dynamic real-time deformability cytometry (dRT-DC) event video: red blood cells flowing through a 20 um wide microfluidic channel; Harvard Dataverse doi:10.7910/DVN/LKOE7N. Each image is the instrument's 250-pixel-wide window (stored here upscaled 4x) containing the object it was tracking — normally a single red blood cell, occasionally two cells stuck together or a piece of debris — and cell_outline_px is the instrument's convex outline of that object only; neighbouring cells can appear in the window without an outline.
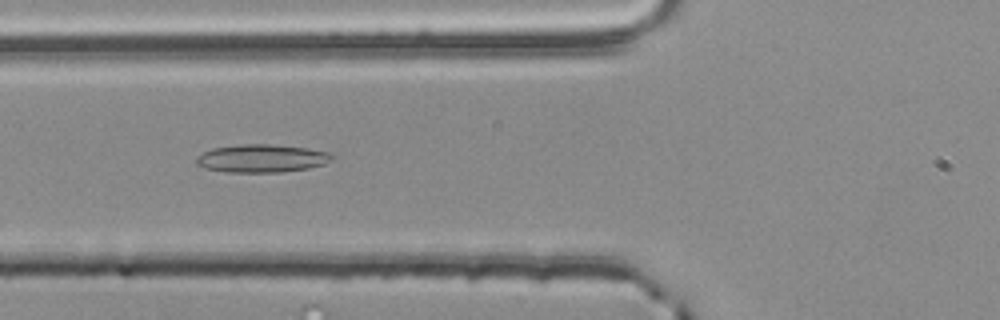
{"species": "common noctule bat (a hibernating species)", "species_latin": "Nyctalus noctula", "temperature_condition": "room temperature", "stored_images_in_passage": 42, "camera_frame_rate_fps": 3000, "um_per_image_px": 0.085, "animal": {"sex": "male", "body_mass_g": 20.4}, "frame": {"image": 1, "passage_image": 8, "time_ms": 2.333, "image_size_px": [1000, 320], "cell_outline_px": [[332, 160], [324, 164], [308, 168], [280, 172], [224, 172], [204, 168], [196, 164], [196, 156], [212, 148], [240, 144], [272, 144], [308, 148], [328, 152], [332, 156]], "centroid_in_image_um": [22.21, 13.46], "position_along_channel_um": 103.6, "area_um2": 22.2}}
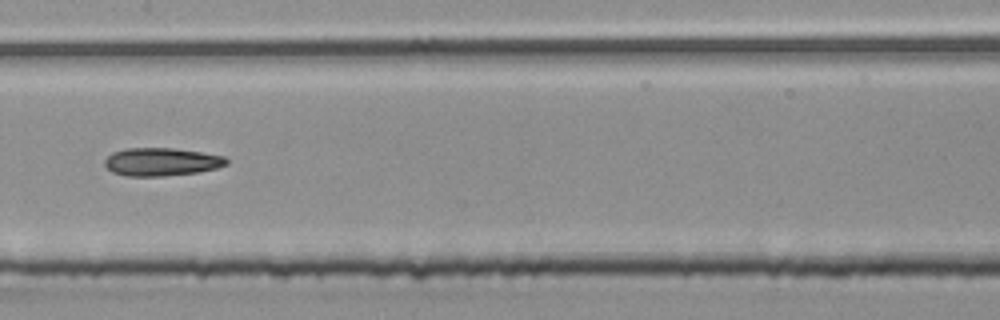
{"frame": {"image": 2, "passage_image": 15, "time_ms": 4.667, "image_size_px": [1000, 320], "cell_outline_px": [[228, 164], [216, 168], [200, 172], [164, 176], [124, 176], [112, 172], [104, 164], [104, 160], [112, 152], [124, 148], [172, 148], [200, 152], [224, 156], [228, 160]], "centroid_in_image_um": [13.71, 13.76], "position_along_channel_um": 193.7, "area_um2": 20.0}}
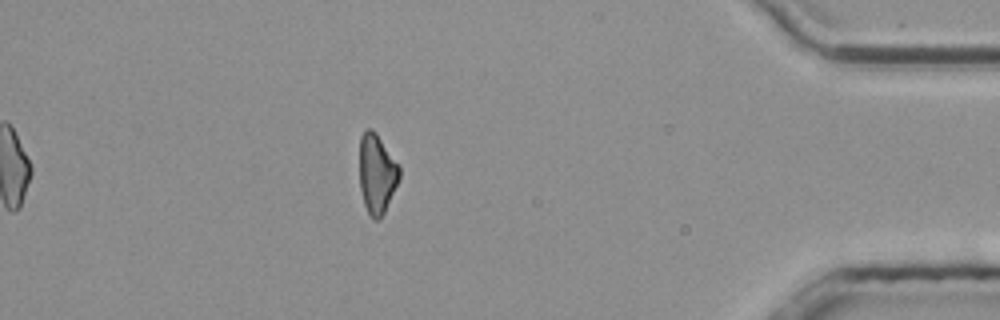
{"frame": {"image": 3, "passage_image": 35, "time_ms": 11.333, "image_size_px": [1000, 320], "cell_outline_px": [[400, 176], [384, 212], [376, 220], [372, 220], [364, 204], [360, 188], [360, 136], [368, 128], [372, 128], [376, 132], [400, 168]], "centroid_in_image_um": [32.01, 14.75], "position_along_channel_um": 403.2, "area_um2": 18.09}, "authors_computed_cell_mechanics": {"area_um2": 19.363, "velocity_mm_per_s": 3.8426, "shape_relaxation_time_tau1_ms": null, "shape_relaxation_time_tau2_ms": 4.6519, "deformation_change_tau1": null, "deformation_change_tau2": 0.1506}}